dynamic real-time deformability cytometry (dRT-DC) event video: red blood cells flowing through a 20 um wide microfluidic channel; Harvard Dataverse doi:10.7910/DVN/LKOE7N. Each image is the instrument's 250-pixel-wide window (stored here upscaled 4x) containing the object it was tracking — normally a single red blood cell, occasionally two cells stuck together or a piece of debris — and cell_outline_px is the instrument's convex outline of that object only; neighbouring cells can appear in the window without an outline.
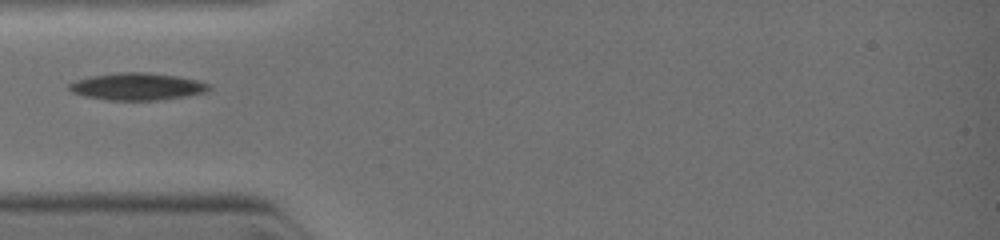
{"species": "common noctule bat (a hibernating species)", "species_latin": "Nyctalus noctula", "temperature_condition": "warm", "stored_images_in_passage": 8, "camera_frame_rate_fps": 3000, "um_per_image_px": 0.085, "animal": {"sex": "female", "body_mass_g": 19.0, "forearm_length_mm": 51.5}, "frame": {"image": 1, "passage_image": 1, "time_ms": 0.0, "image_size_px": [1000, 240], "cell_outline_px": [[212, 88], [208, 92], [160, 100], [112, 100], [88, 96], [72, 92], [68, 88], [68, 84], [76, 80], [92, 76], [120, 72], [144, 72], [176, 76], [196, 80], [208, 84]], "centroid_in_image_um": [11.69, 7.35], "position_along_channel_um": 73.3, "area_um2": 21.85}}
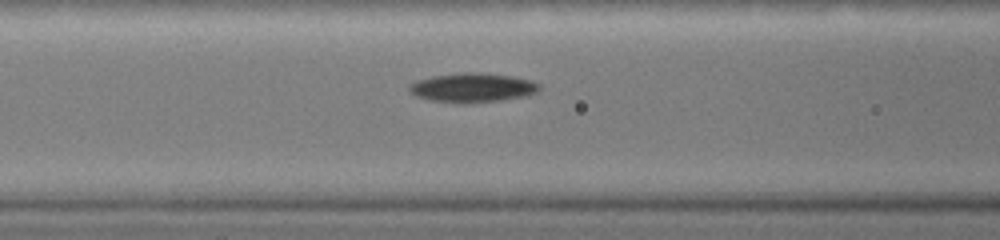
{"frame": {"image": 2, "passage_image": 5, "time_ms": 1.0, "image_size_px": [1000, 240], "cell_outline_px": [[540, 88], [536, 92], [528, 96], [500, 100], [468, 104], [456, 104], [432, 100], [416, 96], [408, 88], [412, 84], [420, 80], [432, 76], [464, 72], [476, 72], [508, 76], [528, 80], [536, 84]], "centroid_in_image_um": [40.15, 7.47], "position_along_channel_um": 126.5, "area_um2": 21.85}}
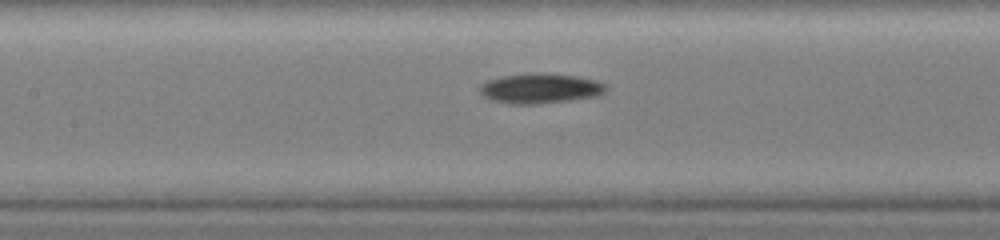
{"frame": {"image": 3, "passage_image": 8, "time_ms": 1.667, "image_size_px": [1000, 240], "cell_outline_px": [[604, 92], [596, 96], [568, 100], [532, 104], [508, 104], [492, 100], [484, 96], [480, 92], [480, 84], [488, 80], [504, 76], [572, 76], [596, 80], [604, 84]], "centroid_in_image_um": [45.87, 7.57], "position_along_channel_um": 161.5, "area_um2": 20.63}}